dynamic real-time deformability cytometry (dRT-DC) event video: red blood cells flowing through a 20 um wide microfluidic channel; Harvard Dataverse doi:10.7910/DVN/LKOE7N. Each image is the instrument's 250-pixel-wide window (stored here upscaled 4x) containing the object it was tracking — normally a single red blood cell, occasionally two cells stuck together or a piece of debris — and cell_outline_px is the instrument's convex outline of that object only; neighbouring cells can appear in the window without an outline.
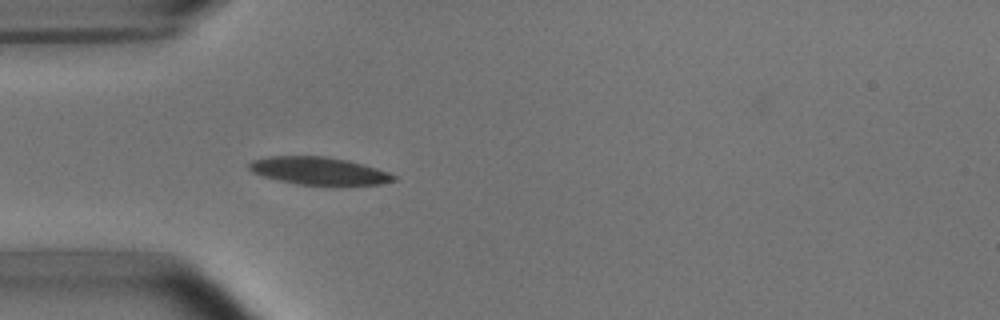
{"species": "common noctule bat (a hibernating species)", "species_latin": "Nyctalus noctula", "temperature_condition": "room temperature", "stored_images_in_passage": 36, "camera_frame_rate_fps": 3000, "um_per_image_px": 0.085, "animal": {"sex": "male", "body_mass_g": 15.6}, "frame": {"image": 1, "passage_image": 1, "time_ms": 0.0, "image_size_px": [1000, 320], "cell_outline_px": [[396, 180], [380, 184], [300, 184], [280, 180], [264, 176], [252, 172], [248, 168], [248, 164], [252, 160], [268, 156], [328, 156], [348, 160], [376, 168], [388, 172], [396, 176]], "centroid_in_image_um": [27.08, 14.5], "position_along_channel_um": 57.9, "area_um2": 22.89}}
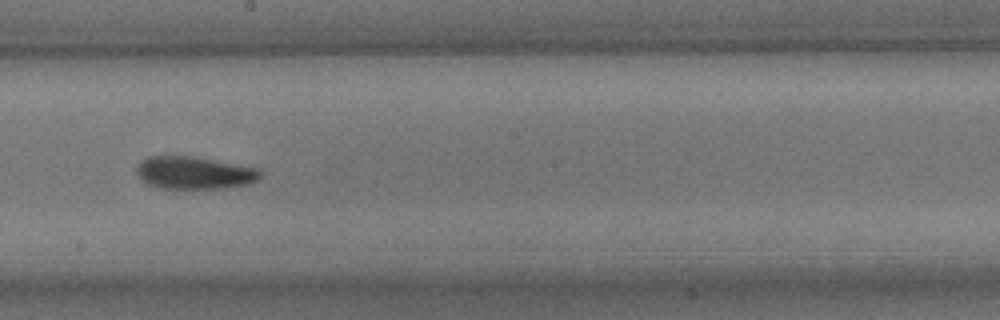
{"frame": {"image": 2, "passage_image": 15, "time_ms": 4.667, "image_size_px": [1000, 320], "cell_outline_px": [[260, 176], [256, 180], [248, 184], [224, 188], [156, 188], [144, 184], [140, 180], [136, 172], [136, 168], [148, 156], [192, 156], [260, 168]], "centroid_in_image_um": [16.48, 14.69], "position_along_channel_um": 231.7, "area_um2": 23.52}}
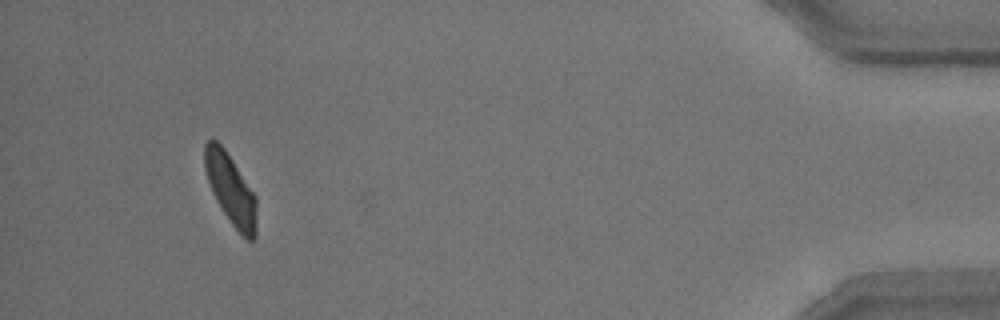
{"frame": {"image": 3, "passage_image": 35, "time_ms": 11.333, "image_size_px": [1000, 320], "cell_outline_px": [[256, 236], [252, 240], [248, 240], [232, 224], [216, 200], [212, 192], [204, 168], [204, 144], [212, 136], [224, 148], [256, 196]], "centroid_in_image_um": [19.59, 16.05], "position_along_channel_um": 415.6, "area_um2": 21.04}, "authors_computed_cell_mechanics": {"area_um2": 22.9755, "velocity_mm_per_s": 3.7845, "shape_relaxation_time_tau1_ms": 4.4528, "shape_relaxation_time_tau2_ms": 2.5172, "deformation_change_tau1": 0.1304, "deformation_change_tau2": 0.0845}}